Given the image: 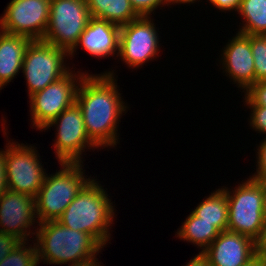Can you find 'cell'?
Returning <instances> with one entry per match:
<instances>
[{
	"mask_svg": "<svg viewBox=\"0 0 266 266\" xmlns=\"http://www.w3.org/2000/svg\"><path fill=\"white\" fill-rule=\"evenodd\" d=\"M60 170L46 173L39 192L35 196L39 223L57 220L82 188L91 180L86 177L82 163H59Z\"/></svg>",
	"mask_w": 266,
	"mask_h": 266,
	"instance_id": "cell-4",
	"label": "cell"
},
{
	"mask_svg": "<svg viewBox=\"0 0 266 266\" xmlns=\"http://www.w3.org/2000/svg\"><path fill=\"white\" fill-rule=\"evenodd\" d=\"M259 266H266V254H259Z\"/></svg>",
	"mask_w": 266,
	"mask_h": 266,
	"instance_id": "cell-36",
	"label": "cell"
},
{
	"mask_svg": "<svg viewBox=\"0 0 266 266\" xmlns=\"http://www.w3.org/2000/svg\"><path fill=\"white\" fill-rule=\"evenodd\" d=\"M96 180L91 177L57 221L71 230L91 235L105 247L110 243V226L114 224L116 209L106 190Z\"/></svg>",
	"mask_w": 266,
	"mask_h": 266,
	"instance_id": "cell-2",
	"label": "cell"
},
{
	"mask_svg": "<svg viewBox=\"0 0 266 266\" xmlns=\"http://www.w3.org/2000/svg\"><path fill=\"white\" fill-rule=\"evenodd\" d=\"M68 266H102L100 261H88V262H81L76 264H68Z\"/></svg>",
	"mask_w": 266,
	"mask_h": 266,
	"instance_id": "cell-33",
	"label": "cell"
},
{
	"mask_svg": "<svg viewBox=\"0 0 266 266\" xmlns=\"http://www.w3.org/2000/svg\"><path fill=\"white\" fill-rule=\"evenodd\" d=\"M52 126L57 129L53 148L59 163H82L85 149L98 148L87 135L82 111L76 102L61 112L43 130Z\"/></svg>",
	"mask_w": 266,
	"mask_h": 266,
	"instance_id": "cell-10",
	"label": "cell"
},
{
	"mask_svg": "<svg viewBox=\"0 0 266 266\" xmlns=\"http://www.w3.org/2000/svg\"><path fill=\"white\" fill-rule=\"evenodd\" d=\"M184 266H210L208 259L199 252L193 259L185 264Z\"/></svg>",
	"mask_w": 266,
	"mask_h": 266,
	"instance_id": "cell-32",
	"label": "cell"
},
{
	"mask_svg": "<svg viewBox=\"0 0 266 266\" xmlns=\"http://www.w3.org/2000/svg\"><path fill=\"white\" fill-rule=\"evenodd\" d=\"M91 17L106 20L119 27L140 17L130 0H86Z\"/></svg>",
	"mask_w": 266,
	"mask_h": 266,
	"instance_id": "cell-18",
	"label": "cell"
},
{
	"mask_svg": "<svg viewBox=\"0 0 266 266\" xmlns=\"http://www.w3.org/2000/svg\"><path fill=\"white\" fill-rule=\"evenodd\" d=\"M255 66V83L266 81V35H250Z\"/></svg>",
	"mask_w": 266,
	"mask_h": 266,
	"instance_id": "cell-23",
	"label": "cell"
},
{
	"mask_svg": "<svg viewBox=\"0 0 266 266\" xmlns=\"http://www.w3.org/2000/svg\"><path fill=\"white\" fill-rule=\"evenodd\" d=\"M66 57L69 58V53L62 48L43 40L31 41L22 64L29 97L61 79L71 70L65 65Z\"/></svg>",
	"mask_w": 266,
	"mask_h": 266,
	"instance_id": "cell-6",
	"label": "cell"
},
{
	"mask_svg": "<svg viewBox=\"0 0 266 266\" xmlns=\"http://www.w3.org/2000/svg\"><path fill=\"white\" fill-rule=\"evenodd\" d=\"M245 106L266 107V81H259L252 84L245 92Z\"/></svg>",
	"mask_w": 266,
	"mask_h": 266,
	"instance_id": "cell-24",
	"label": "cell"
},
{
	"mask_svg": "<svg viewBox=\"0 0 266 266\" xmlns=\"http://www.w3.org/2000/svg\"><path fill=\"white\" fill-rule=\"evenodd\" d=\"M151 17L140 16L120 27L118 57L128 67L137 69L159 56L160 38Z\"/></svg>",
	"mask_w": 266,
	"mask_h": 266,
	"instance_id": "cell-11",
	"label": "cell"
},
{
	"mask_svg": "<svg viewBox=\"0 0 266 266\" xmlns=\"http://www.w3.org/2000/svg\"><path fill=\"white\" fill-rule=\"evenodd\" d=\"M22 241L14 250L0 261V266H38L36 245ZM28 245V246H26Z\"/></svg>",
	"mask_w": 266,
	"mask_h": 266,
	"instance_id": "cell-22",
	"label": "cell"
},
{
	"mask_svg": "<svg viewBox=\"0 0 266 266\" xmlns=\"http://www.w3.org/2000/svg\"><path fill=\"white\" fill-rule=\"evenodd\" d=\"M251 109L249 124L259 134H266V107L247 106ZM266 137V136H265Z\"/></svg>",
	"mask_w": 266,
	"mask_h": 266,
	"instance_id": "cell-26",
	"label": "cell"
},
{
	"mask_svg": "<svg viewBox=\"0 0 266 266\" xmlns=\"http://www.w3.org/2000/svg\"><path fill=\"white\" fill-rule=\"evenodd\" d=\"M76 73L71 69L61 79L29 97L30 122L37 130L43 131L46 125L76 102L79 84L87 72Z\"/></svg>",
	"mask_w": 266,
	"mask_h": 266,
	"instance_id": "cell-8",
	"label": "cell"
},
{
	"mask_svg": "<svg viewBox=\"0 0 266 266\" xmlns=\"http://www.w3.org/2000/svg\"><path fill=\"white\" fill-rule=\"evenodd\" d=\"M32 39L0 30V85L5 87L22 70L27 47ZM19 72V73H18Z\"/></svg>",
	"mask_w": 266,
	"mask_h": 266,
	"instance_id": "cell-17",
	"label": "cell"
},
{
	"mask_svg": "<svg viewBox=\"0 0 266 266\" xmlns=\"http://www.w3.org/2000/svg\"><path fill=\"white\" fill-rule=\"evenodd\" d=\"M257 168L256 172L251 175V178L257 181L266 180V137L257 146Z\"/></svg>",
	"mask_w": 266,
	"mask_h": 266,
	"instance_id": "cell-27",
	"label": "cell"
},
{
	"mask_svg": "<svg viewBox=\"0 0 266 266\" xmlns=\"http://www.w3.org/2000/svg\"><path fill=\"white\" fill-rule=\"evenodd\" d=\"M223 187L228 202L227 230L249 236L256 241L261 235L265 221L263 181L254 180L249 176L232 191Z\"/></svg>",
	"mask_w": 266,
	"mask_h": 266,
	"instance_id": "cell-5",
	"label": "cell"
},
{
	"mask_svg": "<svg viewBox=\"0 0 266 266\" xmlns=\"http://www.w3.org/2000/svg\"><path fill=\"white\" fill-rule=\"evenodd\" d=\"M263 206H264V216L266 218V181H263Z\"/></svg>",
	"mask_w": 266,
	"mask_h": 266,
	"instance_id": "cell-34",
	"label": "cell"
},
{
	"mask_svg": "<svg viewBox=\"0 0 266 266\" xmlns=\"http://www.w3.org/2000/svg\"><path fill=\"white\" fill-rule=\"evenodd\" d=\"M21 242L16 236L0 232V261L8 256Z\"/></svg>",
	"mask_w": 266,
	"mask_h": 266,
	"instance_id": "cell-28",
	"label": "cell"
},
{
	"mask_svg": "<svg viewBox=\"0 0 266 266\" xmlns=\"http://www.w3.org/2000/svg\"><path fill=\"white\" fill-rule=\"evenodd\" d=\"M191 212L200 217L201 221L213 223L220 232L227 230L228 202L226 192L222 188L214 190Z\"/></svg>",
	"mask_w": 266,
	"mask_h": 266,
	"instance_id": "cell-19",
	"label": "cell"
},
{
	"mask_svg": "<svg viewBox=\"0 0 266 266\" xmlns=\"http://www.w3.org/2000/svg\"><path fill=\"white\" fill-rule=\"evenodd\" d=\"M256 249L258 254H266V218L260 237L256 240Z\"/></svg>",
	"mask_w": 266,
	"mask_h": 266,
	"instance_id": "cell-31",
	"label": "cell"
},
{
	"mask_svg": "<svg viewBox=\"0 0 266 266\" xmlns=\"http://www.w3.org/2000/svg\"><path fill=\"white\" fill-rule=\"evenodd\" d=\"M132 7L140 16H151L159 7L172 5V0H130ZM154 11V12H153Z\"/></svg>",
	"mask_w": 266,
	"mask_h": 266,
	"instance_id": "cell-25",
	"label": "cell"
},
{
	"mask_svg": "<svg viewBox=\"0 0 266 266\" xmlns=\"http://www.w3.org/2000/svg\"><path fill=\"white\" fill-rule=\"evenodd\" d=\"M51 0H11L0 18V30L42 40L49 23Z\"/></svg>",
	"mask_w": 266,
	"mask_h": 266,
	"instance_id": "cell-12",
	"label": "cell"
},
{
	"mask_svg": "<svg viewBox=\"0 0 266 266\" xmlns=\"http://www.w3.org/2000/svg\"><path fill=\"white\" fill-rule=\"evenodd\" d=\"M237 12L243 18L238 33L266 35V0H241Z\"/></svg>",
	"mask_w": 266,
	"mask_h": 266,
	"instance_id": "cell-21",
	"label": "cell"
},
{
	"mask_svg": "<svg viewBox=\"0 0 266 266\" xmlns=\"http://www.w3.org/2000/svg\"><path fill=\"white\" fill-rule=\"evenodd\" d=\"M210 266H246L256 257V241L249 236L225 230L202 252Z\"/></svg>",
	"mask_w": 266,
	"mask_h": 266,
	"instance_id": "cell-14",
	"label": "cell"
},
{
	"mask_svg": "<svg viewBox=\"0 0 266 266\" xmlns=\"http://www.w3.org/2000/svg\"><path fill=\"white\" fill-rule=\"evenodd\" d=\"M5 150H0V196L8 190L6 175V146Z\"/></svg>",
	"mask_w": 266,
	"mask_h": 266,
	"instance_id": "cell-30",
	"label": "cell"
},
{
	"mask_svg": "<svg viewBox=\"0 0 266 266\" xmlns=\"http://www.w3.org/2000/svg\"><path fill=\"white\" fill-rule=\"evenodd\" d=\"M226 46V47H225ZM224 46L219 60L223 73L245 92L255 84V66L251 51L250 35L236 33Z\"/></svg>",
	"mask_w": 266,
	"mask_h": 266,
	"instance_id": "cell-15",
	"label": "cell"
},
{
	"mask_svg": "<svg viewBox=\"0 0 266 266\" xmlns=\"http://www.w3.org/2000/svg\"><path fill=\"white\" fill-rule=\"evenodd\" d=\"M198 0H172V3L173 4H191V3H195L197 2ZM200 1V0H199Z\"/></svg>",
	"mask_w": 266,
	"mask_h": 266,
	"instance_id": "cell-35",
	"label": "cell"
},
{
	"mask_svg": "<svg viewBox=\"0 0 266 266\" xmlns=\"http://www.w3.org/2000/svg\"><path fill=\"white\" fill-rule=\"evenodd\" d=\"M182 226L178 229L177 236L180 240L196 244L202 253L220 234V231L213 223L201 221L200 217L190 212L186 220L182 222Z\"/></svg>",
	"mask_w": 266,
	"mask_h": 266,
	"instance_id": "cell-20",
	"label": "cell"
},
{
	"mask_svg": "<svg viewBox=\"0 0 266 266\" xmlns=\"http://www.w3.org/2000/svg\"><path fill=\"white\" fill-rule=\"evenodd\" d=\"M120 27L106 20L91 17L75 47L69 52L73 57L81 46L96 58H106L119 53ZM79 46V47H78Z\"/></svg>",
	"mask_w": 266,
	"mask_h": 266,
	"instance_id": "cell-16",
	"label": "cell"
},
{
	"mask_svg": "<svg viewBox=\"0 0 266 266\" xmlns=\"http://www.w3.org/2000/svg\"><path fill=\"white\" fill-rule=\"evenodd\" d=\"M43 41L66 50L75 47L91 18L86 0H51Z\"/></svg>",
	"mask_w": 266,
	"mask_h": 266,
	"instance_id": "cell-7",
	"label": "cell"
},
{
	"mask_svg": "<svg viewBox=\"0 0 266 266\" xmlns=\"http://www.w3.org/2000/svg\"><path fill=\"white\" fill-rule=\"evenodd\" d=\"M36 227L33 241L38 264L42 261L54 265L96 261L99 252L104 250L91 235L71 230L57 220L45 221Z\"/></svg>",
	"mask_w": 266,
	"mask_h": 266,
	"instance_id": "cell-3",
	"label": "cell"
},
{
	"mask_svg": "<svg viewBox=\"0 0 266 266\" xmlns=\"http://www.w3.org/2000/svg\"><path fill=\"white\" fill-rule=\"evenodd\" d=\"M213 7L219 9L221 12L225 13L227 11L231 12L239 9L241 0H207Z\"/></svg>",
	"mask_w": 266,
	"mask_h": 266,
	"instance_id": "cell-29",
	"label": "cell"
},
{
	"mask_svg": "<svg viewBox=\"0 0 266 266\" xmlns=\"http://www.w3.org/2000/svg\"><path fill=\"white\" fill-rule=\"evenodd\" d=\"M104 72L95 75L86 73L76 94L87 135L98 149L114 148L120 143L117 128L128 108L117 89L114 71Z\"/></svg>",
	"mask_w": 266,
	"mask_h": 266,
	"instance_id": "cell-1",
	"label": "cell"
},
{
	"mask_svg": "<svg viewBox=\"0 0 266 266\" xmlns=\"http://www.w3.org/2000/svg\"><path fill=\"white\" fill-rule=\"evenodd\" d=\"M36 219L35 198L10 190L0 196V232L16 236L21 241H30V236L34 239L36 233L30 229L31 226L35 222L39 224Z\"/></svg>",
	"mask_w": 266,
	"mask_h": 266,
	"instance_id": "cell-13",
	"label": "cell"
},
{
	"mask_svg": "<svg viewBox=\"0 0 266 266\" xmlns=\"http://www.w3.org/2000/svg\"><path fill=\"white\" fill-rule=\"evenodd\" d=\"M6 143V175L8 190L27 194L33 198L39 192L44 181L46 170L40 162L37 147L19 144L18 142ZM39 157V158H38Z\"/></svg>",
	"mask_w": 266,
	"mask_h": 266,
	"instance_id": "cell-9",
	"label": "cell"
},
{
	"mask_svg": "<svg viewBox=\"0 0 266 266\" xmlns=\"http://www.w3.org/2000/svg\"><path fill=\"white\" fill-rule=\"evenodd\" d=\"M246 266H259V254H257L255 259L248 263Z\"/></svg>",
	"mask_w": 266,
	"mask_h": 266,
	"instance_id": "cell-37",
	"label": "cell"
}]
</instances>
